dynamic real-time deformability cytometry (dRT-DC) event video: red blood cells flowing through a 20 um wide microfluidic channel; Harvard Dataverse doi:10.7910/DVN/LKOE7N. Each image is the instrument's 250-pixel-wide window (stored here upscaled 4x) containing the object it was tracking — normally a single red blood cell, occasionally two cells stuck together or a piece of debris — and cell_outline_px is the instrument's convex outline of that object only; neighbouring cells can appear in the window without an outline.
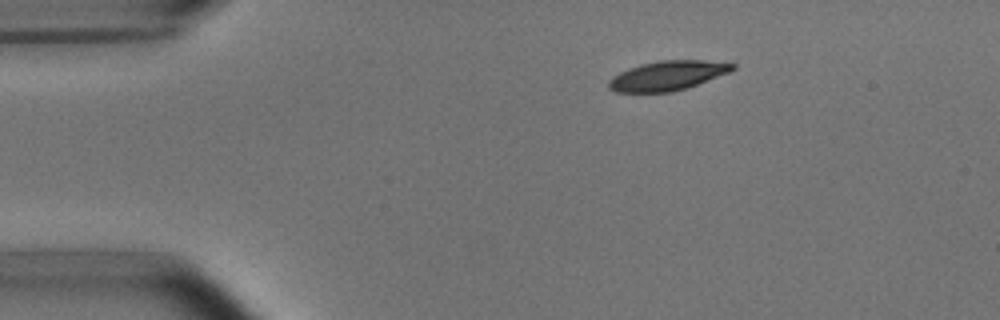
{"species": "common noctule bat (a hibernating species)", "species_latin": "Nyctalus noctula", "temperature_condition": "room temperature", "stored_images_in_passage": 4, "camera_frame_rate_fps": 3000, "um_per_image_px": 0.085, "animal": {"sex": "male", "body_mass_g": 15.6}, "frame": {"image": 1, "passage_image": 1, "time_ms": 0.0, "image_size_px": [1000, 320], "cell_outline_px": [[736, 68], [728, 72], [688, 88], [672, 92], [616, 92], [608, 88], [608, 80], [612, 76], [628, 68], [640, 64], [660, 60], [704, 60], [736, 64]], "centroid_in_image_um": [56.71, 6.43], "position_along_channel_um": 28.3, "area_um2": 21.33}}
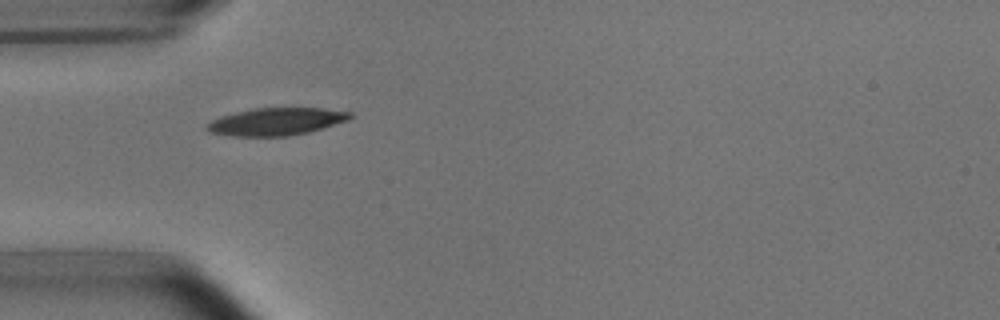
{"frame": {"image": 2, "passage_image": 3, "time_ms": 2.333, "image_size_px": [1000, 320], "cell_outline_px": [[352, 116], [348, 120], [308, 132], [288, 136], [236, 136], [212, 132], [204, 128], [212, 120], [220, 116], [236, 112], [256, 108], [324, 108], [352, 112]], "centroid_in_image_um": [23.5, 10.33], "position_along_channel_um": 61.5, "area_um2": 22.66}}